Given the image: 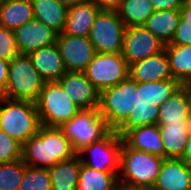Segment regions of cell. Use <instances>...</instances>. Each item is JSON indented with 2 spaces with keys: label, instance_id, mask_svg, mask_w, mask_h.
Returning <instances> with one entry per match:
<instances>
[{
  "label": "cell",
  "instance_id": "cell-5",
  "mask_svg": "<svg viewBox=\"0 0 191 190\" xmlns=\"http://www.w3.org/2000/svg\"><path fill=\"white\" fill-rule=\"evenodd\" d=\"M45 82L31 58L27 54H19L9 63L6 91L2 96L36 103Z\"/></svg>",
  "mask_w": 191,
  "mask_h": 190
},
{
  "label": "cell",
  "instance_id": "cell-32",
  "mask_svg": "<svg viewBox=\"0 0 191 190\" xmlns=\"http://www.w3.org/2000/svg\"><path fill=\"white\" fill-rule=\"evenodd\" d=\"M180 12L179 25L171 43L167 45H191V6L183 2Z\"/></svg>",
  "mask_w": 191,
  "mask_h": 190
},
{
  "label": "cell",
  "instance_id": "cell-35",
  "mask_svg": "<svg viewBox=\"0 0 191 190\" xmlns=\"http://www.w3.org/2000/svg\"><path fill=\"white\" fill-rule=\"evenodd\" d=\"M154 11L159 10H180L184 0H150Z\"/></svg>",
  "mask_w": 191,
  "mask_h": 190
},
{
  "label": "cell",
  "instance_id": "cell-16",
  "mask_svg": "<svg viewBox=\"0 0 191 190\" xmlns=\"http://www.w3.org/2000/svg\"><path fill=\"white\" fill-rule=\"evenodd\" d=\"M151 190H191V174L183 159L164 158Z\"/></svg>",
  "mask_w": 191,
  "mask_h": 190
},
{
  "label": "cell",
  "instance_id": "cell-1",
  "mask_svg": "<svg viewBox=\"0 0 191 190\" xmlns=\"http://www.w3.org/2000/svg\"><path fill=\"white\" fill-rule=\"evenodd\" d=\"M181 86L175 79L138 82V90L133 94V110L116 132L123 137L134 128L157 124L159 106Z\"/></svg>",
  "mask_w": 191,
  "mask_h": 190
},
{
  "label": "cell",
  "instance_id": "cell-2",
  "mask_svg": "<svg viewBox=\"0 0 191 190\" xmlns=\"http://www.w3.org/2000/svg\"><path fill=\"white\" fill-rule=\"evenodd\" d=\"M76 154L60 127L41 125L38 133L22 145L21 159L29 167L48 169Z\"/></svg>",
  "mask_w": 191,
  "mask_h": 190
},
{
  "label": "cell",
  "instance_id": "cell-26",
  "mask_svg": "<svg viewBox=\"0 0 191 190\" xmlns=\"http://www.w3.org/2000/svg\"><path fill=\"white\" fill-rule=\"evenodd\" d=\"M34 18L31 0H12L0 5V26L14 31Z\"/></svg>",
  "mask_w": 191,
  "mask_h": 190
},
{
  "label": "cell",
  "instance_id": "cell-12",
  "mask_svg": "<svg viewBox=\"0 0 191 190\" xmlns=\"http://www.w3.org/2000/svg\"><path fill=\"white\" fill-rule=\"evenodd\" d=\"M164 48L165 44L143 25L126 27L121 54L128 66L158 54Z\"/></svg>",
  "mask_w": 191,
  "mask_h": 190
},
{
  "label": "cell",
  "instance_id": "cell-43",
  "mask_svg": "<svg viewBox=\"0 0 191 190\" xmlns=\"http://www.w3.org/2000/svg\"><path fill=\"white\" fill-rule=\"evenodd\" d=\"M184 3L191 6V0H184Z\"/></svg>",
  "mask_w": 191,
  "mask_h": 190
},
{
  "label": "cell",
  "instance_id": "cell-10",
  "mask_svg": "<svg viewBox=\"0 0 191 190\" xmlns=\"http://www.w3.org/2000/svg\"><path fill=\"white\" fill-rule=\"evenodd\" d=\"M129 66L121 53H96L84 74L101 92L125 80Z\"/></svg>",
  "mask_w": 191,
  "mask_h": 190
},
{
  "label": "cell",
  "instance_id": "cell-14",
  "mask_svg": "<svg viewBox=\"0 0 191 190\" xmlns=\"http://www.w3.org/2000/svg\"><path fill=\"white\" fill-rule=\"evenodd\" d=\"M58 82L81 110L98 109L100 92L84 72L67 71Z\"/></svg>",
  "mask_w": 191,
  "mask_h": 190
},
{
  "label": "cell",
  "instance_id": "cell-29",
  "mask_svg": "<svg viewBox=\"0 0 191 190\" xmlns=\"http://www.w3.org/2000/svg\"><path fill=\"white\" fill-rule=\"evenodd\" d=\"M126 27L143 25L154 12L150 0H122L116 10Z\"/></svg>",
  "mask_w": 191,
  "mask_h": 190
},
{
  "label": "cell",
  "instance_id": "cell-7",
  "mask_svg": "<svg viewBox=\"0 0 191 190\" xmlns=\"http://www.w3.org/2000/svg\"><path fill=\"white\" fill-rule=\"evenodd\" d=\"M138 90V81L129 76L115 86L100 92L98 111L110 130L116 131L133 110V94Z\"/></svg>",
  "mask_w": 191,
  "mask_h": 190
},
{
  "label": "cell",
  "instance_id": "cell-22",
  "mask_svg": "<svg viewBox=\"0 0 191 190\" xmlns=\"http://www.w3.org/2000/svg\"><path fill=\"white\" fill-rule=\"evenodd\" d=\"M160 127L164 158L181 159L186 148L191 123H170Z\"/></svg>",
  "mask_w": 191,
  "mask_h": 190
},
{
  "label": "cell",
  "instance_id": "cell-40",
  "mask_svg": "<svg viewBox=\"0 0 191 190\" xmlns=\"http://www.w3.org/2000/svg\"><path fill=\"white\" fill-rule=\"evenodd\" d=\"M189 118L191 122V86L189 85Z\"/></svg>",
  "mask_w": 191,
  "mask_h": 190
},
{
  "label": "cell",
  "instance_id": "cell-4",
  "mask_svg": "<svg viewBox=\"0 0 191 190\" xmlns=\"http://www.w3.org/2000/svg\"><path fill=\"white\" fill-rule=\"evenodd\" d=\"M41 126L36 103L12 100L2 97L0 100V130L23 145Z\"/></svg>",
  "mask_w": 191,
  "mask_h": 190
},
{
  "label": "cell",
  "instance_id": "cell-31",
  "mask_svg": "<svg viewBox=\"0 0 191 190\" xmlns=\"http://www.w3.org/2000/svg\"><path fill=\"white\" fill-rule=\"evenodd\" d=\"M19 190H52L48 169L27 166Z\"/></svg>",
  "mask_w": 191,
  "mask_h": 190
},
{
  "label": "cell",
  "instance_id": "cell-3",
  "mask_svg": "<svg viewBox=\"0 0 191 190\" xmlns=\"http://www.w3.org/2000/svg\"><path fill=\"white\" fill-rule=\"evenodd\" d=\"M163 160L160 156L130 148L123 141L118 174L120 187L152 189Z\"/></svg>",
  "mask_w": 191,
  "mask_h": 190
},
{
  "label": "cell",
  "instance_id": "cell-44",
  "mask_svg": "<svg viewBox=\"0 0 191 190\" xmlns=\"http://www.w3.org/2000/svg\"><path fill=\"white\" fill-rule=\"evenodd\" d=\"M2 2L12 1V0H1Z\"/></svg>",
  "mask_w": 191,
  "mask_h": 190
},
{
  "label": "cell",
  "instance_id": "cell-38",
  "mask_svg": "<svg viewBox=\"0 0 191 190\" xmlns=\"http://www.w3.org/2000/svg\"><path fill=\"white\" fill-rule=\"evenodd\" d=\"M181 159H183V160H191V130H190V133H189V136H188V141H187V144H186L185 152H184Z\"/></svg>",
  "mask_w": 191,
  "mask_h": 190
},
{
  "label": "cell",
  "instance_id": "cell-30",
  "mask_svg": "<svg viewBox=\"0 0 191 190\" xmlns=\"http://www.w3.org/2000/svg\"><path fill=\"white\" fill-rule=\"evenodd\" d=\"M27 165L22 159L0 164V190H19Z\"/></svg>",
  "mask_w": 191,
  "mask_h": 190
},
{
  "label": "cell",
  "instance_id": "cell-36",
  "mask_svg": "<svg viewBox=\"0 0 191 190\" xmlns=\"http://www.w3.org/2000/svg\"><path fill=\"white\" fill-rule=\"evenodd\" d=\"M9 63L10 61L0 58V93L2 95L6 91Z\"/></svg>",
  "mask_w": 191,
  "mask_h": 190
},
{
  "label": "cell",
  "instance_id": "cell-37",
  "mask_svg": "<svg viewBox=\"0 0 191 190\" xmlns=\"http://www.w3.org/2000/svg\"><path fill=\"white\" fill-rule=\"evenodd\" d=\"M93 2L100 10L116 11L122 0H89Z\"/></svg>",
  "mask_w": 191,
  "mask_h": 190
},
{
  "label": "cell",
  "instance_id": "cell-9",
  "mask_svg": "<svg viewBox=\"0 0 191 190\" xmlns=\"http://www.w3.org/2000/svg\"><path fill=\"white\" fill-rule=\"evenodd\" d=\"M122 137L110 130L103 138L84 146L77 152L81 163L104 172L119 173Z\"/></svg>",
  "mask_w": 191,
  "mask_h": 190
},
{
  "label": "cell",
  "instance_id": "cell-23",
  "mask_svg": "<svg viewBox=\"0 0 191 190\" xmlns=\"http://www.w3.org/2000/svg\"><path fill=\"white\" fill-rule=\"evenodd\" d=\"M181 18L180 10L154 11L143 24L165 45L170 44Z\"/></svg>",
  "mask_w": 191,
  "mask_h": 190
},
{
  "label": "cell",
  "instance_id": "cell-28",
  "mask_svg": "<svg viewBox=\"0 0 191 190\" xmlns=\"http://www.w3.org/2000/svg\"><path fill=\"white\" fill-rule=\"evenodd\" d=\"M119 173L104 172L81 163L77 190H117Z\"/></svg>",
  "mask_w": 191,
  "mask_h": 190
},
{
  "label": "cell",
  "instance_id": "cell-27",
  "mask_svg": "<svg viewBox=\"0 0 191 190\" xmlns=\"http://www.w3.org/2000/svg\"><path fill=\"white\" fill-rule=\"evenodd\" d=\"M173 79L191 86V45H165Z\"/></svg>",
  "mask_w": 191,
  "mask_h": 190
},
{
  "label": "cell",
  "instance_id": "cell-41",
  "mask_svg": "<svg viewBox=\"0 0 191 190\" xmlns=\"http://www.w3.org/2000/svg\"><path fill=\"white\" fill-rule=\"evenodd\" d=\"M187 163V166L189 168V172L191 174V160H184Z\"/></svg>",
  "mask_w": 191,
  "mask_h": 190
},
{
  "label": "cell",
  "instance_id": "cell-33",
  "mask_svg": "<svg viewBox=\"0 0 191 190\" xmlns=\"http://www.w3.org/2000/svg\"><path fill=\"white\" fill-rule=\"evenodd\" d=\"M22 158V145L0 130V164Z\"/></svg>",
  "mask_w": 191,
  "mask_h": 190
},
{
  "label": "cell",
  "instance_id": "cell-13",
  "mask_svg": "<svg viewBox=\"0 0 191 190\" xmlns=\"http://www.w3.org/2000/svg\"><path fill=\"white\" fill-rule=\"evenodd\" d=\"M56 44L69 72H84L97 53L89 37L61 33L57 35Z\"/></svg>",
  "mask_w": 191,
  "mask_h": 190
},
{
  "label": "cell",
  "instance_id": "cell-20",
  "mask_svg": "<svg viewBox=\"0 0 191 190\" xmlns=\"http://www.w3.org/2000/svg\"><path fill=\"white\" fill-rule=\"evenodd\" d=\"M100 11L101 10L89 0L69 7L63 33L73 36L89 37L93 22Z\"/></svg>",
  "mask_w": 191,
  "mask_h": 190
},
{
  "label": "cell",
  "instance_id": "cell-19",
  "mask_svg": "<svg viewBox=\"0 0 191 190\" xmlns=\"http://www.w3.org/2000/svg\"><path fill=\"white\" fill-rule=\"evenodd\" d=\"M122 139L130 148L164 158V144L157 124L134 128Z\"/></svg>",
  "mask_w": 191,
  "mask_h": 190
},
{
  "label": "cell",
  "instance_id": "cell-21",
  "mask_svg": "<svg viewBox=\"0 0 191 190\" xmlns=\"http://www.w3.org/2000/svg\"><path fill=\"white\" fill-rule=\"evenodd\" d=\"M191 123L189 118V85H182L159 106L157 125Z\"/></svg>",
  "mask_w": 191,
  "mask_h": 190
},
{
  "label": "cell",
  "instance_id": "cell-15",
  "mask_svg": "<svg viewBox=\"0 0 191 190\" xmlns=\"http://www.w3.org/2000/svg\"><path fill=\"white\" fill-rule=\"evenodd\" d=\"M16 46L20 54L56 43L57 33L36 18L14 30Z\"/></svg>",
  "mask_w": 191,
  "mask_h": 190
},
{
  "label": "cell",
  "instance_id": "cell-34",
  "mask_svg": "<svg viewBox=\"0 0 191 190\" xmlns=\"http://www.w3.org/2000/svg\"><path fill=\"white\" fill-rule=\"evenodd\" d=\"M19 54L14 31L0 26V58L11 61Z\"/></svg>",
  "mask_w": 191,
  "mask_h": 190
},
{
  "label": "cell",
  "instance_id": "cell-18",
  "mask_svg": "<svg viewBox=\"0 0 191 190\" xmlns=\"http://www.w3.org/2000/svg\"><path fill=\"white\" fill-rule=\"evenodd\" d=\"M28 56L45 81H58L67 72L56 43L34 50Z\"/></svg>",
  "mask_w": 191,
  "mask_h": 190
},
{
  "label": "cell",
  "instance_id": "cell-11",
  "mask_svg": "<svg viewBox=\"0 0 191 190\" xmlns=\"http://www.w3.org/2000/svg\"><path fill=\"white\" fill-rule=\"evenodd\" d=\"M125 29L116 11L101 10L93 22L89 39L97 53H121Z\"/></svg>",
  "mask_w": 191,
  "mask_h": 190
},
{
  "label": "cell",
  "instance_id": "cell-24",
  "mask_svg": "<svg viewBox=\"0 0 191 190\" xmlns=\"http://www.w3.org/2000/svg\"><path fill=\"white\" fill-rule=\"evenodd\" d=\"M34 18L38 19L57 34L64 31L68 8L57 0H31Z\"/></svg>",
  "mask_w": 191,
  "mask_h": 190
},
{
  "label": "cell",
  "instance_id": "cell-25",
  "mask_svg": "<svg viewBox=\"0 0 191 190\" xmlns=\"http://www.w3.org/2000/svg\"><path fill=\"white\" fill-rule=\"evenodd\" d=\"M81 160L76 154L48 168L52 190H77Z\"/></svg>",
  "mask_w": 191,
  "mask_h": 190
},
{
  "label": "cell",
  "instance_id": "cell-6",
  "mask_svg": "<svg viewBox=\"0 0 191 190\" xmlns=\"http://www.w3.org/2000/svg\"><path fill=\"white\" fill-rule=\"evenodd\" d=\"M36 106L41 125L49 127H61L81 111L58 81L45 82Z\"/></svg>",
  "mask_w": 191,
  "mask_h": 190
},
{
  "label": "cell",
  "instance_id": "cell-8",
  "mask_svg": "<svg viewBox=\"0 0 191 190\" xmlns=\"http://www.w3.org/2000/svg\"><path fill=\"white\" fill-rule=\"evenodd\" d=\"M60 128L76 152L100 140L110 131L98 109L81 110Z\"/></svg>",
  "mask_w": 191,
  "mask_h": 190
},
{
  "label": "cell",
  "instance_id": "cell-39",
  "mask_svg": "<svg viewBox=\"0 0 191 190\" xmlns=\"http://www.w3.org/2000/svg\"><path fill=\"white\" fill-rule=\"evenodd\" d=\"M59 3L64 4L67 8L72 7L76 4L86 2L88 0H57Z\"/></svg>",
  "mask_w": 191,
  "mask_h": 190
},
{
  "label": "cell",
  "instance_id": "cell-42",
  "mask_svg": "<svg viewBox=\"0 0 191 190\" xmlns=\"http://www.w3.org/2000/svg\"><path fill=\"white\" fill-rule=\"evenodd\" d=\"M123 190H151V189H134V188H125V187H123Z\"/></svg>",
  "mask_w": 191,
  "mask_h": 190
},
{
  "label": "cell",
  "instance_id": "cell-17",
  "mask_svg": "<svg viewBox=\"0 0 191 190\" xmlns=\"http://www.w3.org/2000/svg\"><path fill=\"white\" fill-rule=\"evenodd\" d=\"M128 75L138 82L173 79L165 49L158 54L130 64Z\"/></svg>",
  "mask_w": 191,
  "mask_h": 190
}]
</instances>
